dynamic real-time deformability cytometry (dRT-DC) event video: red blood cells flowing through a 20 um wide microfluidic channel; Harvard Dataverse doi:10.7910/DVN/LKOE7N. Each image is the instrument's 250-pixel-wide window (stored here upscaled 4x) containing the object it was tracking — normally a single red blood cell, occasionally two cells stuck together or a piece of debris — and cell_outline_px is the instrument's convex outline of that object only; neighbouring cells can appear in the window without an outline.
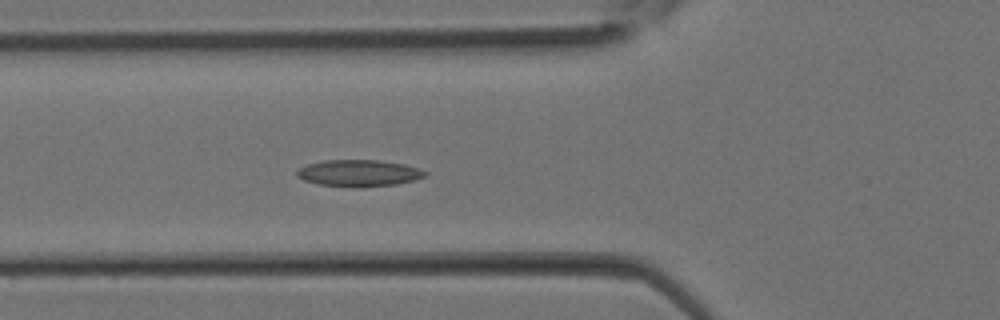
{"species": "Egyptian fruit bat (a non-hibernating species)", "species_latin": "Rousettus aegyptiacus", "temperature_condition": "room temperature", "stored_images_in_passage": 15, "camera_frame_rate_fps": 3000, "um_per_image_px": 0.085, "animal": {"sex": "female"}, "frame": {"image": 1, "passage_image": 11, "time_ms": 3.333, "image_size_px": [1000, 320], "cell_outline_px": [[428, 176], [396, 184], [364, 188], [352, 188], [316, 184], [304, 180], [296, 176], [296, 172], [300, 168], [308, 164], [324, 160], [380, 160], [404, 164], [428, 172]], "centroid_in_image_um": [30.49, 14.73], "position_along_channel_um": 95.3, "area_um2": 20.17}}
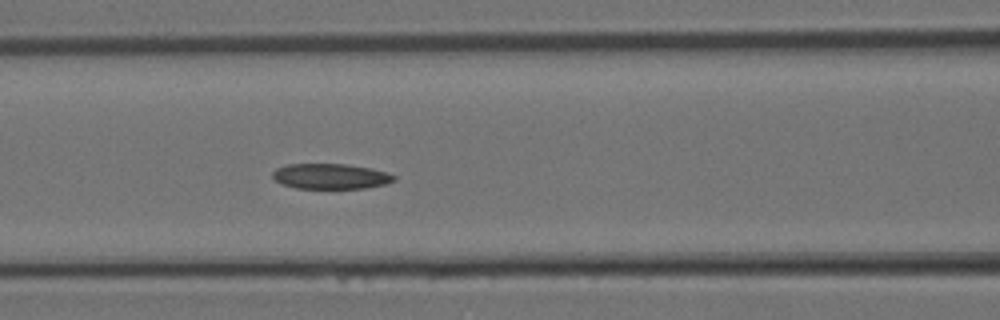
{"frame": {"image": 2, "passage_image": 13, "time_ms": 4.0, "image_size_px": [1000, 320], "cell_outline_px": [[396, 180], [384, 184], [368, 188], [296, 188], [284, 184], [276, 180], [272, 176], [272, 172], [276, 168], [288, 164], [348, 164], [372, 168], [388, 172], [396, 176]], "centroid_in_image_um": [28.14, 14.98], "position_along_channel_um": 138.5, "area_um2": 17.98}}
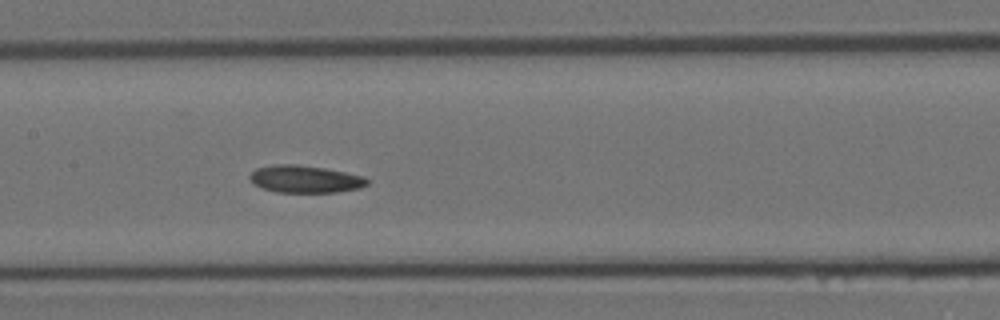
{"frame": {"image": 3, "passage_image": 15, "time_ms": 4.667, "image_size_px": [1000, 320], "cell_outline_px": [[368, 184], [360, 188], [336, 192], [276, 192], [264, 188], [256, 184], [248, 176], [256, 168], [276, 164], [296, 164], [324, 168], [364, 176], [368, 180]], "centroid_in_image_um": [25.95, 15.22], "position_along_channel_um": 181.4, "area_um2": 18.5}}